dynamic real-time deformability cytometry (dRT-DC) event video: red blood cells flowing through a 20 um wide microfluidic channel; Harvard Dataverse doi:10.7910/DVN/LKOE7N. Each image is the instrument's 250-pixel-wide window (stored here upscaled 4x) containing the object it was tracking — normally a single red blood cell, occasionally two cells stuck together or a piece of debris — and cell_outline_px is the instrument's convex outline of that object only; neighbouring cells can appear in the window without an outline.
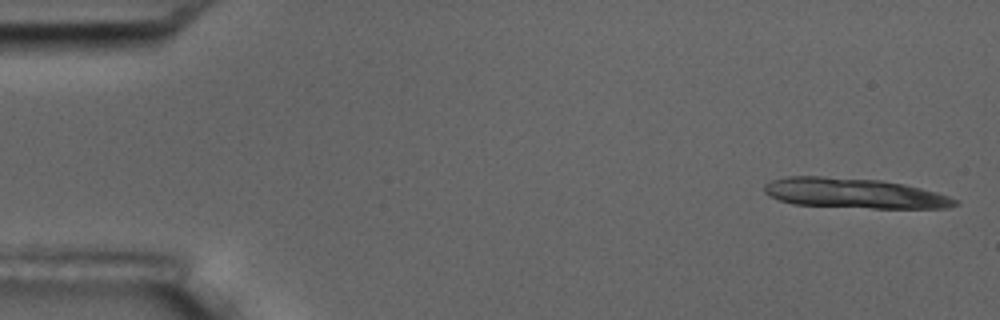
{"species": "common noctule bat (a hibernating species)", "species_latin": "Nyctalus noctula", "temperature_condition": "room temperature", "stored_images_in_passage": 6, "segment_of_instrument_passage": [1, 2], "camera_frame_rate_fps": 3000, "um_per_image_px": 0.085, "animal": {"sex": "male", "body_mass_g": 17.5, "forearm_length_mm": 52.3}, "frame": {"image": 1, "passage_image": 1, "time_ms": 0.0, "image_size_px": [1000, 320], "cell_outline_px": [[960, 204], [948, 208], [872, 208], [792, 204], [780, 200], [764, 192], [764, 184], [772, 180], [788, 176], [824, 176], [880, 180], [904, 184], [936, 192], [960, 200]], "centroid_in_image_um": [72.64, 16.42], "position_along_channel_um": 12.4, "area_um2": 33.41}}